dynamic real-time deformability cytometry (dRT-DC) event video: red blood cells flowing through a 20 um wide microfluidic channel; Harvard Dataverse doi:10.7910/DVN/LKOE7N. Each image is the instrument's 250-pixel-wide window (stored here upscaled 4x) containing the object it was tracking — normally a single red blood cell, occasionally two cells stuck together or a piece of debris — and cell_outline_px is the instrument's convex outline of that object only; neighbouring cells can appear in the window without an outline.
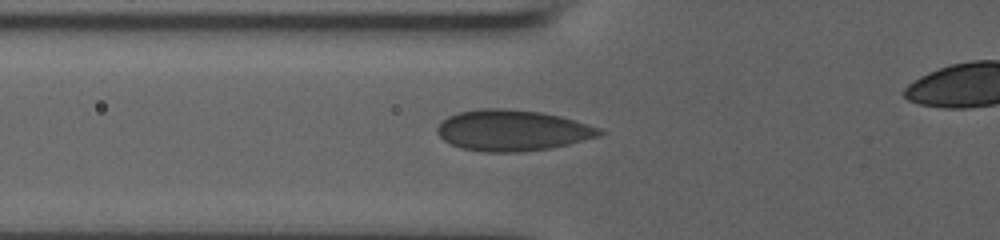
{"species": "human", "species_latin": "Homo sapiens", "temperature_condition": "room temperature", "stored_images_in_passage": 10, "camera_frame_rate_fps": 3000, "um_per_image_px": 0.085, "donor": {"sex": "male"}, "frame": {"image": 1, "passage_image": 7, "time_ms": 5.0, "image_size_px": [1000, 240], "cell_outline_px": [[604, 132], [600, 136], [568, 144], [548, 148], [520, 152], [484, 152], [460, 148], [444, 140], [436, 132], [436, 128], [448, 116], [460, 112], [480, 108], [504, 108], [540, 112], [560, 116], [600, 128]], "centroid_in_image_um": [43.53, 11.08], "position_along_channel_um": 82.3, "area_um2": 38.55}}
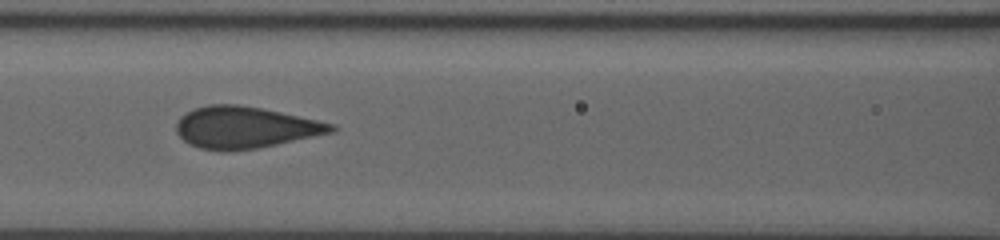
{"frame": {"image": 2, "passage_image": 9, "time_ms": 6.667, "image_size_px": [1000, 240], "cell_outline_px": [[336, 132], [256, 148], [228, 152], [220, 152], [200, 148], [188, 144], [176, 132], [176, 124], [180, 116], [184, 112], [208, 104], [240, 104], [280, 112], [336, 124]], "centroid_in_image_um": [20.81, 10.84], "position_along_channel_um": 145.8, "area_um2": 37.86}}